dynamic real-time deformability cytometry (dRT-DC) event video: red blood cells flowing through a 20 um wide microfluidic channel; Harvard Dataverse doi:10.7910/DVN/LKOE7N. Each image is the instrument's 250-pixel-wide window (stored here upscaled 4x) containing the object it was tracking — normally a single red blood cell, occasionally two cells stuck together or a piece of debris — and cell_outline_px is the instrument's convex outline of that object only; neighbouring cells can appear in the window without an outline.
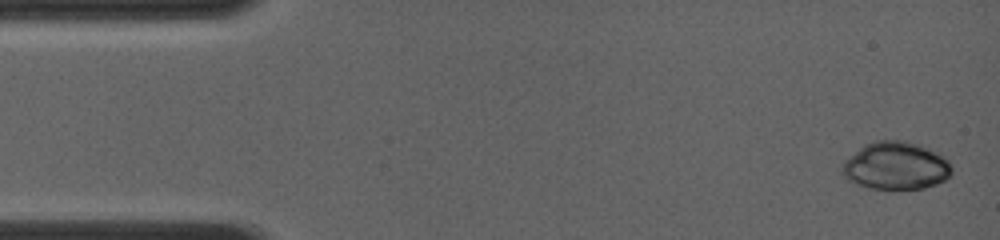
{"species": "common noctule bat (a hibernating species)", "species_latin": "Nyctalus noctula", "temperature_condition": "room temperature", "stored_images_in_passage": 21, "camera_frame_rate_fps": 4000, "um_per_image_px": 0.085, "animal": {"sex": "female", "body_mass_g": 19.0, "forearm_length_mm": 56.7}, "frame": {"image": 1, "passage_image": 1, "time_ms": 0.0, "image_size_px": [1000, 240], "cell_outline_px": [[952, 172], [944, 180], [936, 184], [924, 188], [868, 188], [848, 180], [840, 172], [844, 160], [864, 144], [876, 140], [908, 140], [920, 144], [936, 152], [948, 160], [952, 168]], "centroid_in_image_um": [76.13, 14.07], "position_along_channel_um": 8.9, "area_um2": 30.52}}
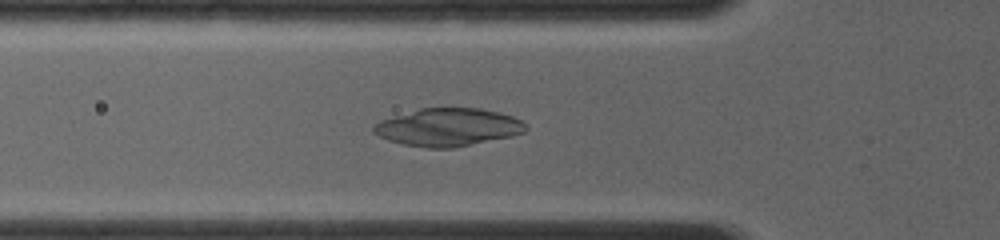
{"frame": {"image": 2, "passage_image": 13, "time_ms": 4.5, "image_size_px": [1000, 240], "cell_outline_px": [[528, 128], [524, 132], [512, 136], [452, 148], [428, 148], [404, 144], [388, 140], [372, 132], [372, 128], [380, 120], [420, 108], [480, 108], [500, 112], [512, 116], [520, 120]], "centroid_in_image_um": [38.09, 10.81], "position_along_channel_um": 87.7, "area_um2": 33.35}}
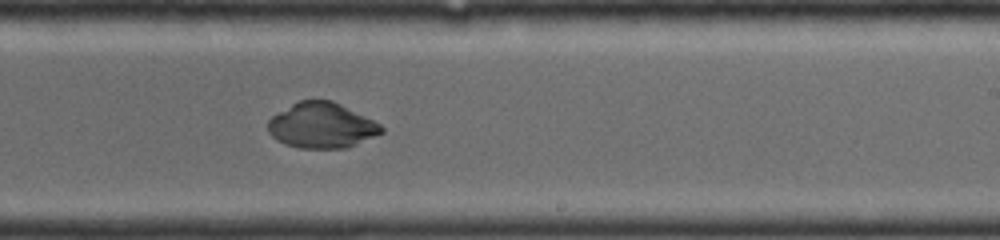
{"frame": {"image": 3, "passage_image": 21, "time_ms": 8.5, "image_size_px": [1000, 240], "cell_outline_px": [[384, 132], [356, 144], [344, 148], [300, 148], [284, 144], [276, 140], [268, 132], [268, 120], [272, 116], [292, 104], [300, 100], [332, 100], [380, 124], [384, 128]], "centroid_in_image_um": [27.32, 10.67], "position_along_channel_um": 261.7, "area_um2": 29.77}}